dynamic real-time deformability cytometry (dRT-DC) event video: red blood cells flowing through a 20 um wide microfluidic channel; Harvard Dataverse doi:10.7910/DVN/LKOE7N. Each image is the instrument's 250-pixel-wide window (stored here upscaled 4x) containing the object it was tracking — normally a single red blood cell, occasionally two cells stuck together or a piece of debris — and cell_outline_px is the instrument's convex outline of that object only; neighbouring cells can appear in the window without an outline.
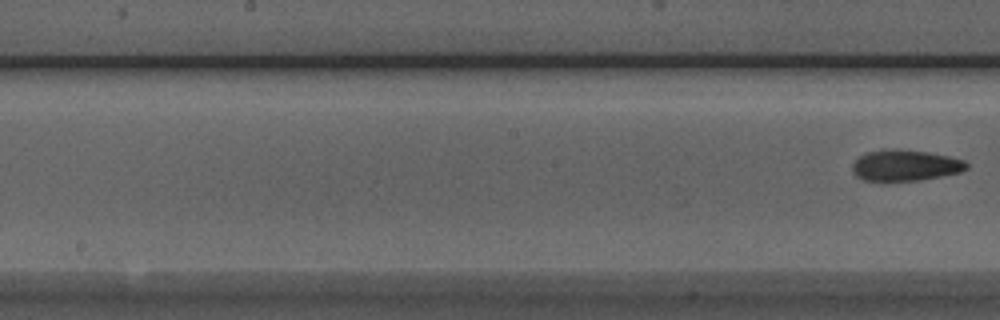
{"species": "Egyptian fruit bat (a non-hibernating species)", "species_latin": "Rousettus aegyptiacus", "temperature_condition": "room temperature", "stored_images_in_passage": 9, "camera_frame_rate_fps": 3000, "um_per_image_px": 0.085, "animal": {"sex": "male"}, "frame": {"image": 1, "passage_image": 9, "time_ms": 10.0, "image_size_px": [1000, 320], "cell_outline_px": [[968, 168], [960, 172], [920, 180], [884, 184], [860, 180], [852, 172], [852, 164], [860, 156], [868, 152], [884, 148], [928, 152], [948, 156], [964, 160], [968, 164]], "centroid_in_image_um": [76.87, 14.11], "position_along_channel_um": 171.3, "area_um2": 21.39}}